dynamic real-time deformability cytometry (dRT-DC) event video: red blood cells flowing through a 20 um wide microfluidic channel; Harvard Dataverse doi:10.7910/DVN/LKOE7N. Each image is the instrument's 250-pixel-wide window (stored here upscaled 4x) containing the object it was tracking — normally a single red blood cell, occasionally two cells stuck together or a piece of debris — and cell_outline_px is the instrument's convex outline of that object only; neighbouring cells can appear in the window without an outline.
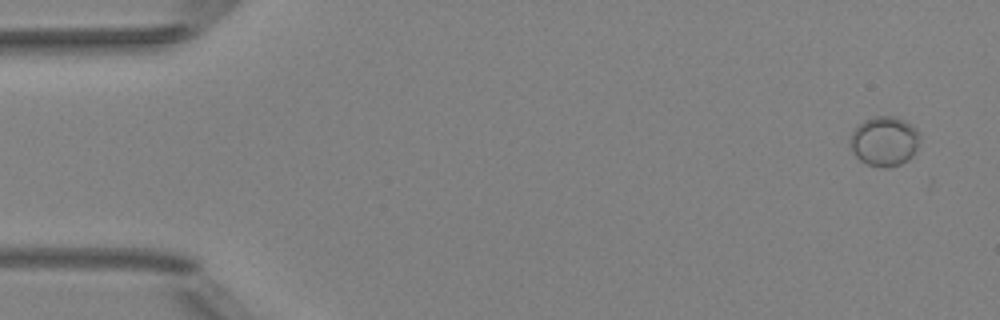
{"species": "Egyptian fruit bat (a non-hibernating species)", "species_latin": "Rousettus aegyptiacus", "temperature_condition": "room temperature", "stored_images_in_passage": 4, "camera_frame_rate_fps": 3000, "um_per_image_px": 0.085, "animal": {"sex": "female"}, "frame": {"image": 1, "passage_image": 1, "time_ms": 0.0, "image_size_px": [1000, 320], "cell_outline_px": [[920, 140], [912, 156], [908, 160], [900, 164], [888, 168], [884, 168], [868, 164], [860, 160], [852, 152], [852, 132], [864, 120], [876, 116], [892, 116], [904, 120], [916, 128], [920, 136]], "centroid_in_image_um": [75.2, 12.01], "position_along_channel_um": 9.8, "area_um2": 19.94}}
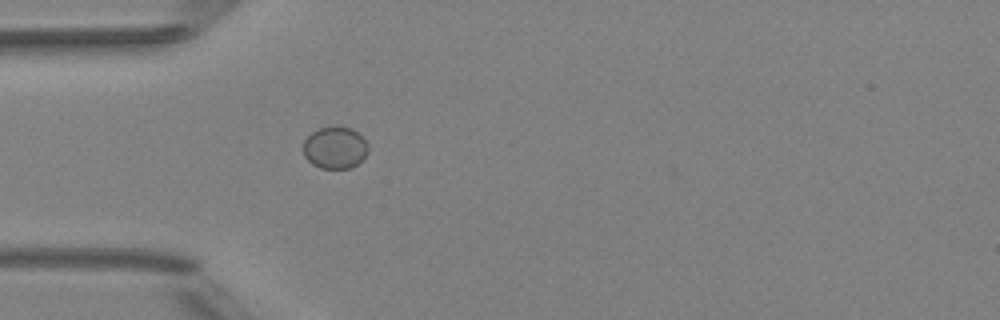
{"frame": {"image": 2, "passage_image": 4, "time_ms": 4.333, "image_size_px": [1000, 320], "cell_outline_px": [[368, 152], [352, 168], [320, 168], [312, 164], [304, 156], [304, 140], [312, 132], [320, 128], [336, 124], [352, 128], [368, 144]], "centroid_in_image_um": [28.46, 12.53], "position_along_channel_um": 56.5, "area_um2": 15.95}}